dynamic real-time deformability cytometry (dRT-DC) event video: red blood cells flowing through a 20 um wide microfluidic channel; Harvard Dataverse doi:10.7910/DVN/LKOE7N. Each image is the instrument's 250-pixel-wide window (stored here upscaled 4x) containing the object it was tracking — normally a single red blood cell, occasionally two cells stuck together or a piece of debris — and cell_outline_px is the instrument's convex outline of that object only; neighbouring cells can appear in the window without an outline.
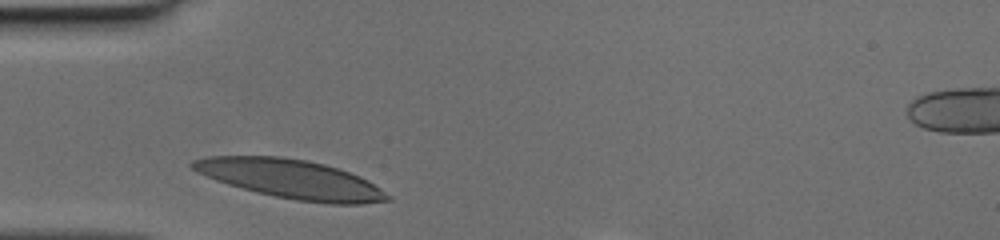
{"species": "human", "species_latin": "Homo sapiens", "temperature_condition": "cold", "stored_images_in_passage": 24, "camera_frame_rate_fps": 3000, "um_per_image_px": 0.085, "donor": {"sex": "female"}, "frame": {"image": 1, "passage_image": 1, "time_ms": 0.0, "image_size_px": [1000, 240], "cell_outline_px": [[392, 200], [364, 204], [328, 204], [296, 200], [256, 192], [228, 184], [216, 180], [196, 172], [188, 164], [192, 160], [204, 156], [280, 156], [308, 160], [324, 164], [360, 176], [368, 180], [392, 196]], "centroid_in_image_um": [24.73, 15.22], "position_along_channel_um": 60.3, "area_um2": 44.39}}
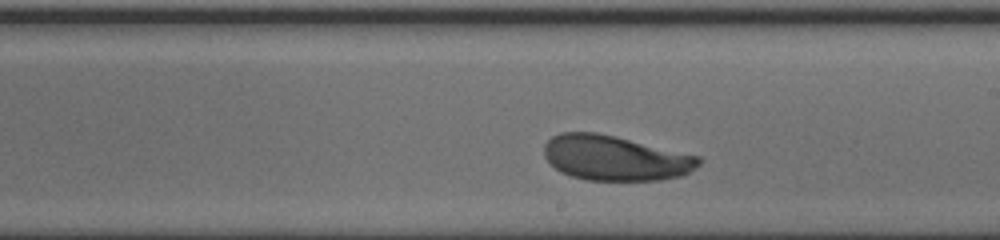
{"frame": {"image": 2, "passage_image": 14, "time_ms": 4.333, "image_size_px": [1000, 240], "cell_outline_px": [[700, 164], [696, 168], [680, 176], [660, 180], [584, 180], [560, 172], [544, 156], [544, 144], [552, 136], [560, 132], [596, 132], [616, 136], [700, 156]], "centroid_in_image_um": [52.28, 13.42], "position_along_channel_um": 236.7, "area_um2": 40.58}}
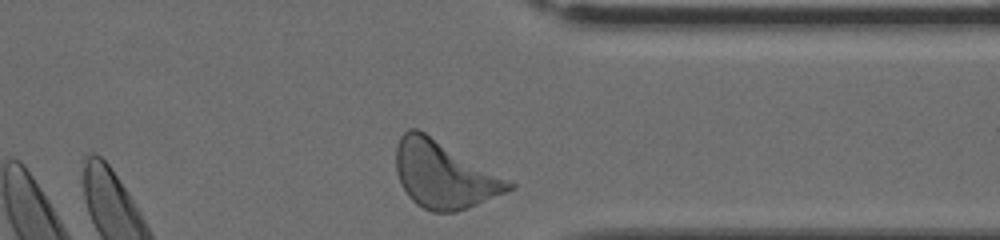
{"frame": {"image": 3, "passage_image": 24, "time_ms": 7.667, "image_size_px": [1000, 240], "cell_outline_px": [[516, 188], [468, 208], [456, 212], [432, 212], [416, 204], [408, 196], [400, 184], [396, 172], [396, 148], [400, 136], [408, 128], [416, 128], [424, 132], [516, 184]], "centroid_in_image_um": [37.71, 14.87], "position_along_channel_um": 373.7, "area_um2": 43.7}}